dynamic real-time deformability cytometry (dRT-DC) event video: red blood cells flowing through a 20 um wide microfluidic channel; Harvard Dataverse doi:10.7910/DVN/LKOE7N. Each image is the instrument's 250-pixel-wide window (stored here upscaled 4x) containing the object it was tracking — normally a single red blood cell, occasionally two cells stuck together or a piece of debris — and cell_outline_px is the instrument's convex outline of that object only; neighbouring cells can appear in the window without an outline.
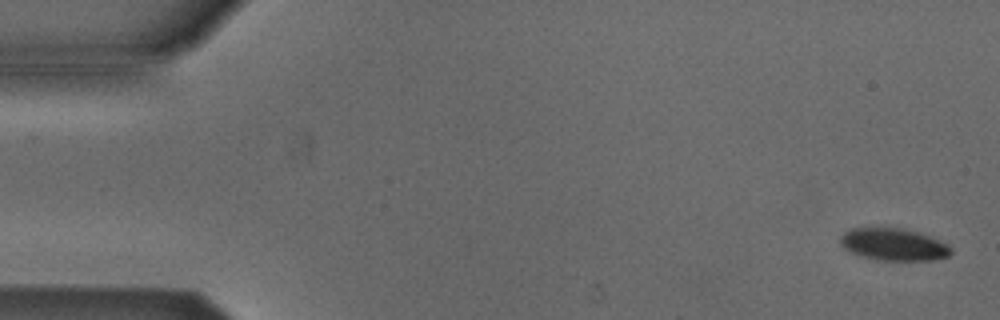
{"species": "Egyptian fruit bat (a non-hibernating species)", "species_latin": "Rousettus aegyptiacus", "temperature_condition": "cold", "stored_images_in_passage": 2, "camera_frame_rate_fps": 3000, "um_per_image_px": 0.085, "animal": {"sex": "male"}, "frame": {"image": 1, "passage_image": 2, "time_ms": 1.0, "image_size_px": [1000, 320], "cell_outline_px": [[952, 252], [948, 256], [932, 260], [880, 260], [860, 256], [844, 248], [840, 244], [840, 236], [844, 232], [852, 228], [900, 228], [916, 232], [928, 236], [948, 244], [952, 248]], "centroid_in_image_um": [75.94, 20.78], "position_along_channel_um": 9.1, "area_um2": 20.58}}